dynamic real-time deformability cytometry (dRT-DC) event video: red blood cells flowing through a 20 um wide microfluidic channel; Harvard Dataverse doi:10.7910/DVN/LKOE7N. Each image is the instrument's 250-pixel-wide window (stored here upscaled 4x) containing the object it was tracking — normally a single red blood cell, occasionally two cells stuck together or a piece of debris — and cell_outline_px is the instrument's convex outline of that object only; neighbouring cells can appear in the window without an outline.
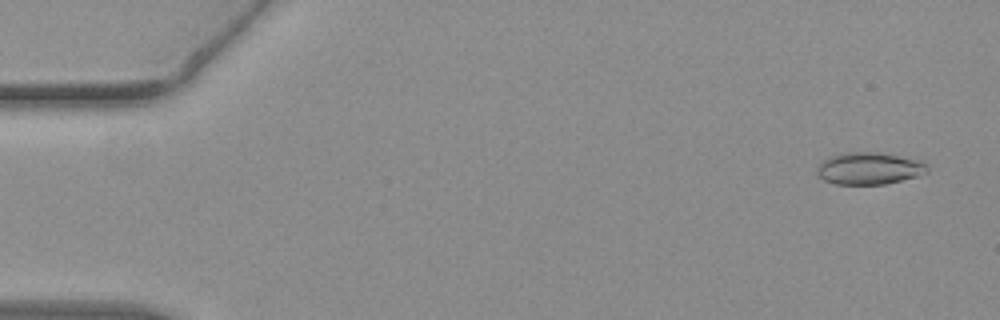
{"species": "common noctule bat (a hibernating species)", "species_latin": "Nyctalus noctula", "temperature_condition": "warm", "stored_images_in_passage": 54, "camera_frame_rate_fps": 3000, "um_per_image_px": 0.085, "animal": {"sex": "female", "body_mass_g": 19.3, "forearm_length_mm": 54.1}, "frame": {"image": 1, "passage_image": 3, "time_ms": 0.667, "image_size_px": [1000, 320], "cell_outline_px": [[928, 172], [916, 176], [884, 184], [836, 184], [824, 180], [816, 176], [816, 168], [828, 156], [848, 152], [880, 152], [920, 160], [928, 164]], "centroid_in_image_um": [73.86, 14.31], "position_along_channel_um": 11.1, "area_um2": 20.69}}
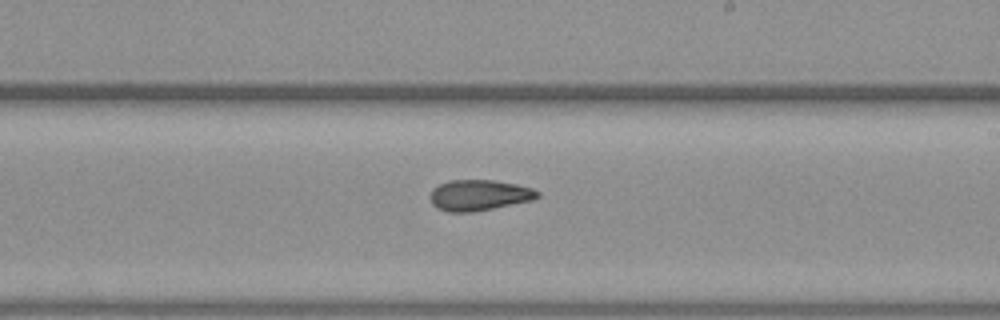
{"frame": {"image": 2, "passage_image": 32, "time_ms": 10.333, "image_size_px": [1000, 320], "cell_outline_px": [[540, 196], [532, 200], [472, 212], [448, 212], [436, 208], [432, 204], [432, 188], [448, 180], [492, 180], [516, 184], [532, 188], [540, 192]], "centroid_in_image_um": [40.72, 16.59], "position_along_channel_um": 248.3, "area_um2": 19.13}}
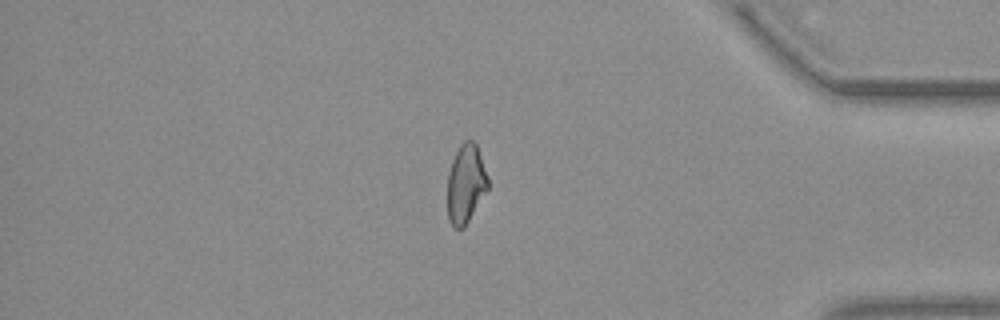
{"frame": {"image": 3, "passage_image": 46, "time_ms": 15.0, "image_size_px": [1000, 320], "cell_outline_px": [[488, 188], [464, 228], [452, 228], [448, 220], [448, 172], [452, 160], [460, 144], [464, 140], [472, 140], [476, 144], [488, 176]], "centroid_in_image_um": [39.58, 15.63], "position_along_channel_um": 395.6, "area_um2": 18.55}, "authors_computed_cell_mechanics": {"area_um2": 19.6231, "velocity_mm_per_s": 3.8259, "shape_relaxation_time_tau1_ms": null, "shape_relaxation_time_tau2_ms": 3.8822, "deformation_change_tau1": null, "deformation_change_tau2": 0.1111}}